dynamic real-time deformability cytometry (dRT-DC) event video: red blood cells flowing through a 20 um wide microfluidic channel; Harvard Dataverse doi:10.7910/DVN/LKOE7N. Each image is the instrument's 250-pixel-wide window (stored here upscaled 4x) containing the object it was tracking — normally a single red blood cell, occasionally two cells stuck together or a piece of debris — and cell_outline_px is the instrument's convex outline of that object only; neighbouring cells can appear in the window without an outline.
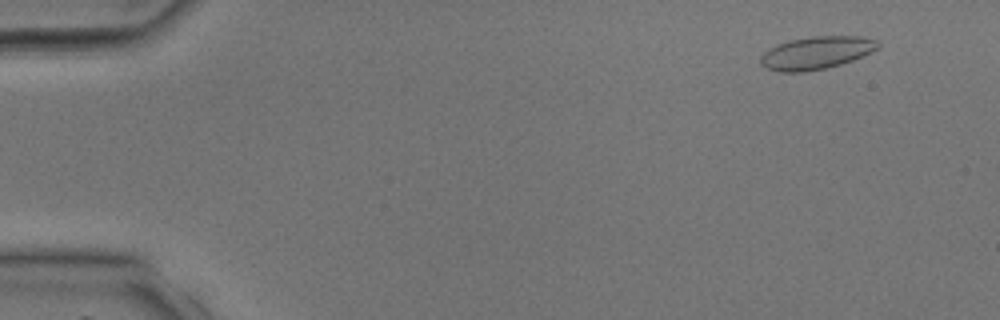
{"species": "common noctule bat (a hibernating species)", "species_latin": "Nyctalus noctula", "temperature_condition": "room temperature", "stored_images_in_passage": 39, "segment_of_instrument_passage": [1, 2], "camera_frame_rate_fps": 3000, "um_per_image_px": 0.085, "animal": {"sex": "male", "body_mass_g": 17.9, "forearm_length_mm": 54.2}, "frame": {"image": 1, "passage_image": 2, "time_ms": 0.333, "image_size_px": [1000, 320], "cell_outline_px": [[880, 44], [876, 48], [852, 60], [840, 64], [824, 68], [804, 72], [780, 72], [768, 68], [760, 64], [760, 56], [768, 48], [788, 40], [812, 36], [860, 36], [876, 40]], "centroid_in_image_um": [69.32, 4.48], "position_along_channel_um": 15.7, "area_um2": 22.14}}
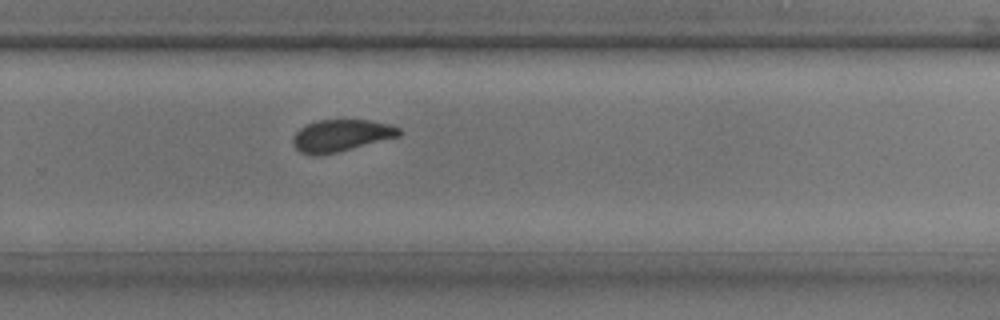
{"frame": {"image": 2, "passage_image": 25, "time_ms": 8.0, "image_size_px": [1000, 320], "cell_outline_px": [[404, 132], [400, 136], [320, 156], [312, 156], [300, 152], [292, 144], [292, 136], [300, 128], [316, 120], [368, 120], [388, 124], [400, 128]], "centroid_in_image_um": [28.97, 11.53], "position_along_channel_um": 300.8, "area_um2": 19.83}}
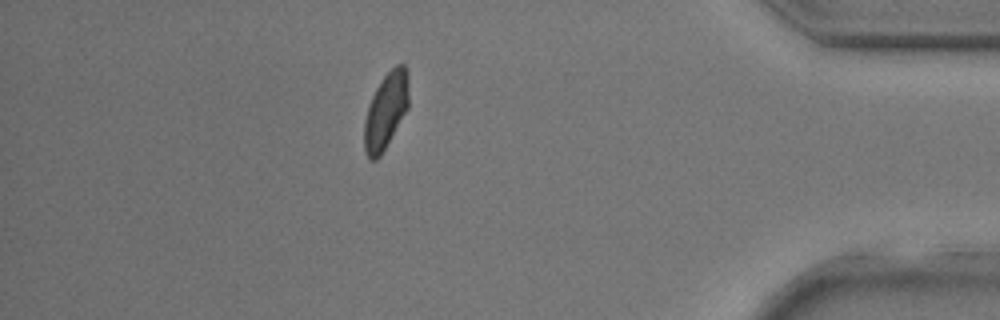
{"frame": {"image": 3, "passage_image": 33, "time_ms": 10.667, "image_size_px": [1000, 320], "cell_outline_px": [[408, 108], [380, 156], [376, 160], [368, 160], [364, 152], [364, 120], [372, 96], [380, 80], [396, 64], [404, 64], [408, 68]], "centroid_in_image_um": [32.79, 9.41], "position_along_channel_um": 402.4, "area_um2": 19.77}}